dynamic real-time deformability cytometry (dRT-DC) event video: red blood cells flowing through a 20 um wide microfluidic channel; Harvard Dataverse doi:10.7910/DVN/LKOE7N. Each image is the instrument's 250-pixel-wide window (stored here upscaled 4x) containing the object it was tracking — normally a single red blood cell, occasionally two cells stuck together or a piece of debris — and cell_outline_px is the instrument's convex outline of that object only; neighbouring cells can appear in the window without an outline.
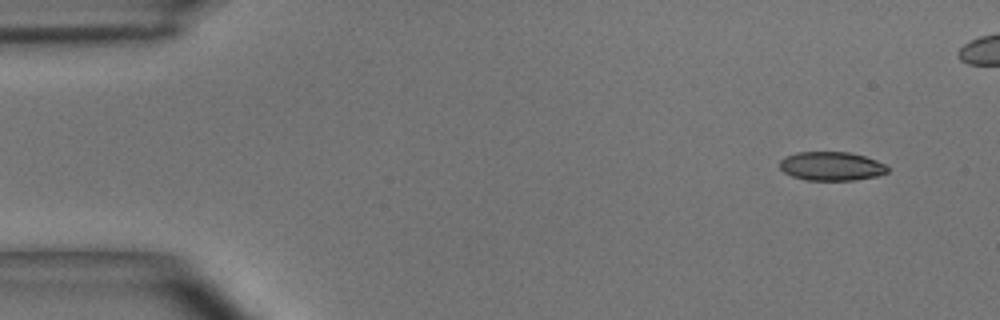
{"species": "common noctule bat (a hibernating species)", "species_latin": "Nyctalus noctula", "temperature_condition": "room temperature", "stored_images_in_passage": 42, "camera_frame_rate_fps": 3000, "um_per_image_px": 0.085, "animal": {"sex": "male", "body_mass_g": 15.6}, "frame": {"image": 1, "passage_image": 1, "time_ms": 0.0, "image_size_px": [1000, 320], "cell_outline_px": [[888, 172], [876, 176], [856, 180], [808, 180], [792, 176], [784, 172], [780, 168], [780, 160], [784, 156], [796, 152], [848, 152], [864, 156], [876, 160], [884, 164], [888, 168]], "centroid_in_image_um": [70.65, 14.12], "position_along_channel_um": 14.4, "area_um2": 18.09}}
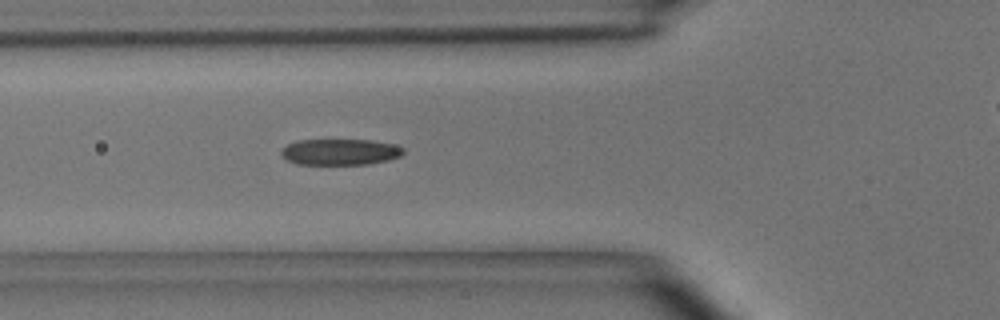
{"frame": {"image": 2, "passage_image": 15, "time_ms": 4.667, "image_size_px": [1000, 320], "cell_outline_px": [[404, 152], [400, 156], [388, 160], [368, 164], [296, 164], [284, 160], [280, 156], [280, 152], [288, 144], [296, 140], [372, 140], [392, 144], [404, 148]], "centroid_in_image_um": [28.86, 12.92], "position_along_channel_um": 96.9, "area_um2": 18.67}}
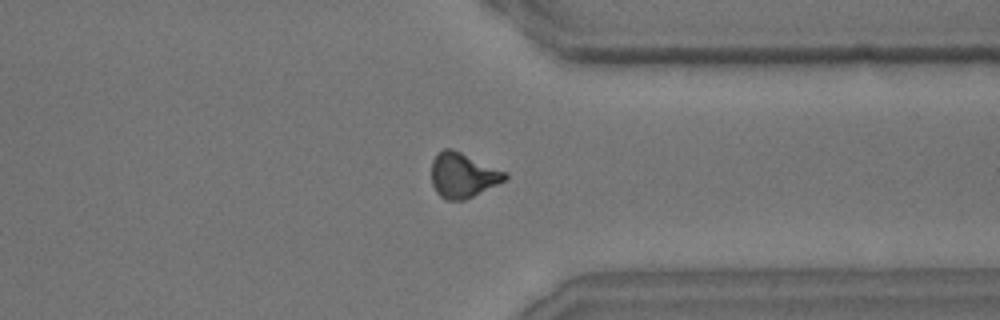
{"frame": {"image": 3, "passage_image": 36, "time_ms": 11.667, "image_size_px": [1000, 320], "cell_outline_px": [[508, 180], [464, 200], [448, 200], [440, 196], [436, 192], [432, 184], [432, 160], [444, 148], [452, 148], [508, 172]], "centroid_in_image_um": [39.38, 14.89], "position_along_channel_um": 372.0, "area_um2": 19.36}}